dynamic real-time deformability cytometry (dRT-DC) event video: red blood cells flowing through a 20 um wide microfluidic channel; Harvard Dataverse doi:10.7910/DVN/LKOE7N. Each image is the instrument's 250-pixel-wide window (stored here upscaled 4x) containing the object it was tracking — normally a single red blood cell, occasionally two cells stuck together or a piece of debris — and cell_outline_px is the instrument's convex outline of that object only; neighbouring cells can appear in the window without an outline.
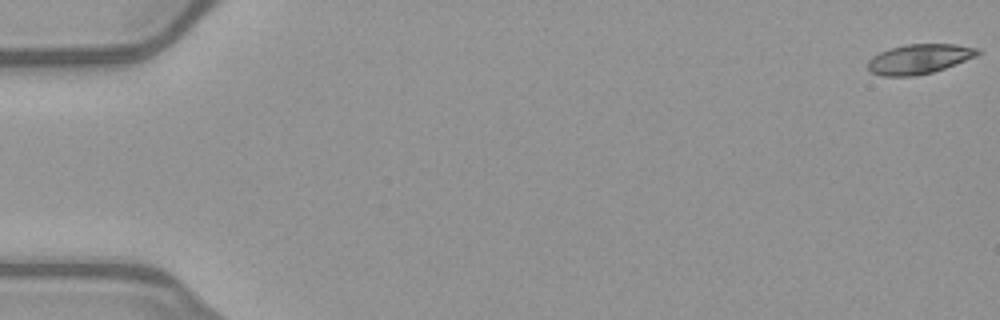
{"species": "common noctule bat (a hibernating species)", "species_latin": "Nyctalus noctula", "temperature_condition": "warm", "stored_images_in_passage": 20, "camera_frame_rate_fps": 3000, "um_per_image_px": 0.085, "animal": {"sex": "female", "body_mass_g": 21.9}, "frame": {"image": 1, "passage_image": 1, "time_ms": 0.0, "image_size_px": [1000, 320], "cell_outline_px": [[980, 52], [976, 56], [944, 68], [932, 72], [916, 76], [880, 76], [872, 72], [868, 68], [868, 60], [872, 56], [880, 52], [892, 48], [908, 44], [956, 44], [980, 48]], "centroid_in_image_um": [78.13, 5.01], "position_along_channel_um": 6.9, "area_um2": 18.9}}
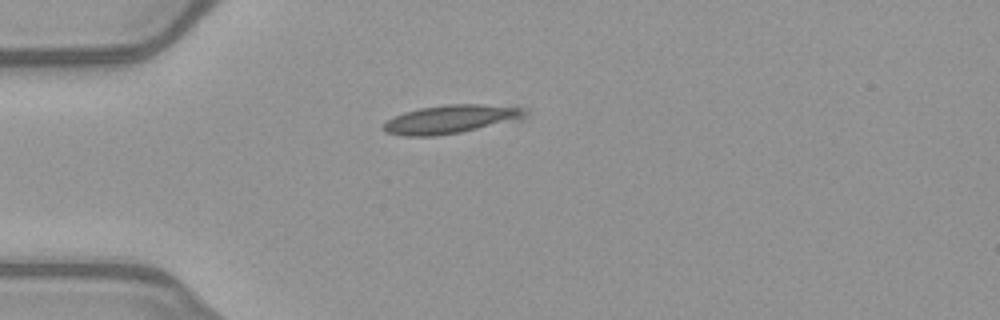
{"frame": {"image": 2, "passage_image": 15, "time_ms": 4.667, "image_size_px": [1000, 320], "cell_outline_px": [[528, 116], [520, 120], [460, 132], [436, 136], [404, 136], [384, 132], [380, 128], [388, 120], [404, 112], [420, 108], [448, 104], [516, 104], [528, 108]], "centroid_in_image_um": [38.47, 10.11], "position_along_channel_um": 46.5, "area_um2": 24.22}}